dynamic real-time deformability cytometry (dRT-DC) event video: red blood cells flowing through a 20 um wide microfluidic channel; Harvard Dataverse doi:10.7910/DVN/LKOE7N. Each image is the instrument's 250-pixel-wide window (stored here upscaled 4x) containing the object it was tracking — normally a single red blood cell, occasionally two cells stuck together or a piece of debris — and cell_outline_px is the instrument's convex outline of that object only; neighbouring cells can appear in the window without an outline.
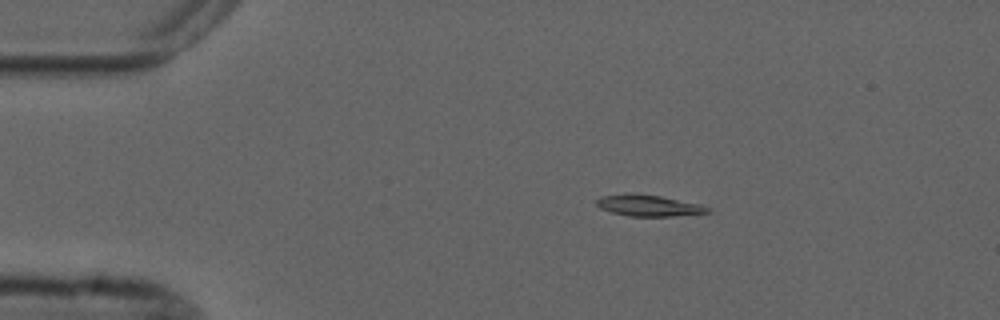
{"species": "common noctule bat (a hibernating species)", "species_latin": "Nyctalus noctula", "temperature_condition": "cold", "stored_images_in_passage": 5, "camera_frame_rate_fps": 3000, "um_per_image_px": 0.085, "animal": {"sex": "male", "forearm_length_mm": 52.5}, "frame": {"image": 1, "passage_image": 2, "time_ms": 1.0, "image_size_px": [1000, 320], "cell_outline_px": [[712, 212], [672, 216], [628, 216], [612, 212], [600, 208], [596, 204], [596, 200], [600, 196], [660, 196], [700, 204], [712, 208]], "centroid_in_image_um": [55.23, 17.52], "position_along_channel_um": 29.8, "area_um2": 13.06}}